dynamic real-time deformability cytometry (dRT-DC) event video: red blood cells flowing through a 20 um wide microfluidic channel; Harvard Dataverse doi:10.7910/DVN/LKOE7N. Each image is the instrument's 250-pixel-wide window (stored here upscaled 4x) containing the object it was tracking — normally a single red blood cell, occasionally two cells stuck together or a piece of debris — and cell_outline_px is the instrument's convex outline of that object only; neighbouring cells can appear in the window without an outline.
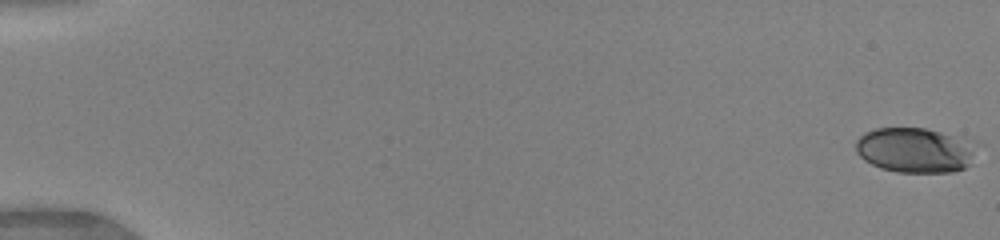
{"species": "human", "species_latin": "Homo sapiens", "temperature_condition": "warm", "stored_images_in_passage": 50, "camera_frame_rate_fps": 3000, "um_per_image_px": 0.085, "donor": {"sex": "female"}, "frame": {"image": 1, "passage_image": 1, "time_ms": 0.0, "image_size_px": [1000, 240], "cell_outline_px": [[984, 144], [968, 164], [964, 168], [952, 172], [896, 172], [880, 168], [864, 160], [856, 152], [856, 140], [864, 132], [876, 128], [924, 128], [976, 140]], "centroid_in_image_um": [77.88, 12.75], "position_along_channel_um": 7.1, "area_um2": 32.48}}
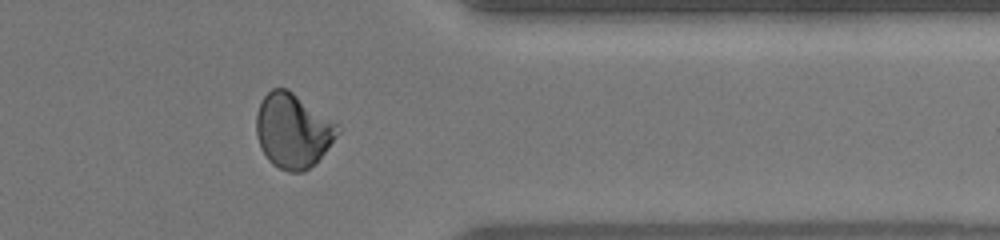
{"frame": {"image": 2, "passage_image": 42, "time_ms": 13.667, "image_size_px": [1000, 240], "cell_outline_px": [[344, 128], [316, 164], [304, 172], [288, 172], [272, 164], [268, 160], [260, 148], [256, 136], [256, 112], [264, 96], [272, 88], [288, 88], [340, 124]], "centroid_in_image_um": [24.94, 11.11], "position_along_channel_um": 386.5, "area_um2": 36.13}}
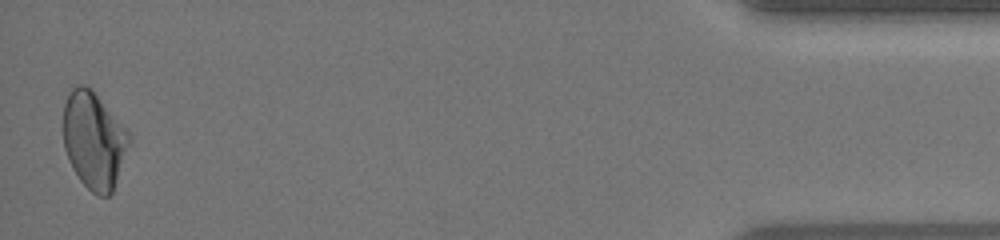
{"frame": {"image": 3, "passage_image": 50, "time_ms": 16.333, "image_size_px": [1000, 240], "cell_outline_px": [[132, 136], [112, 192], [108, 196], [96, 196], [80, 180], [72, 168], [68, 160], [64, 148], [64, 104], [72, 88], [80, 84], [84, 84], [92, 88]], "centroid_in_image_um": [7.97, 11.92], "position_along_channel_um": 427.2, "area_um2": 36.99}, "authors_computed_cell_mechanics": {"area_um2": 33.9864, "velocity_mm_per_s": 4.1206, "shape_relaxation_time_tau1_ms": 7.4136, "shape_relaxation_time_tau2_ms": 2.1871, "deformation_change_tau1": 0.1713, "deformation_change_tau2": 0.0647}}